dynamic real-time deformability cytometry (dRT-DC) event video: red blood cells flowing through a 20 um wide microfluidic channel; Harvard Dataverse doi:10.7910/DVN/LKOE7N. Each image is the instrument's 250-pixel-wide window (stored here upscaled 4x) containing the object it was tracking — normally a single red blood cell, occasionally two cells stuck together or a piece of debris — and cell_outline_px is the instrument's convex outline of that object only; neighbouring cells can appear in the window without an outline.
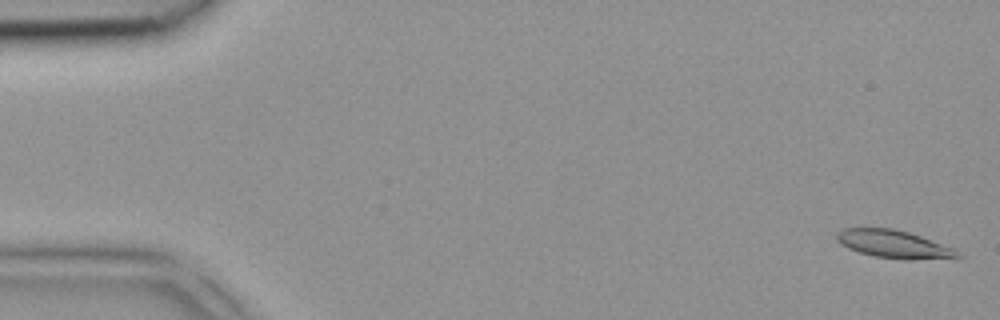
{"species": "common noctule bat (a hibernating species)", "species_latin": "Nyctalus noctula", "temperature_condition": "room temperature", "stored_images_in_passage": 4, "camera_frame_rate_fps": 3000, "um_per_image_px": 0.085, "animal": {"sex": "female", "body_mass_g": 18.4}, "frame": {"image": 1, "passage_image": 1, "time_ms": 0.0, "image_size_px": [1000, 320], "cell_outline_px": [[964, 256], [956, 260], [904, 260], [876, 256], [860, 252], [848, 248], [840, 244], [836, 240], [836, 232], [844, 228], [892, 228], [908, 232], [956, 248]], "centroid_in_image_um": [76.11, 20.79], "position_along_channel_um": 8.9, "area_um2": 20.29}}